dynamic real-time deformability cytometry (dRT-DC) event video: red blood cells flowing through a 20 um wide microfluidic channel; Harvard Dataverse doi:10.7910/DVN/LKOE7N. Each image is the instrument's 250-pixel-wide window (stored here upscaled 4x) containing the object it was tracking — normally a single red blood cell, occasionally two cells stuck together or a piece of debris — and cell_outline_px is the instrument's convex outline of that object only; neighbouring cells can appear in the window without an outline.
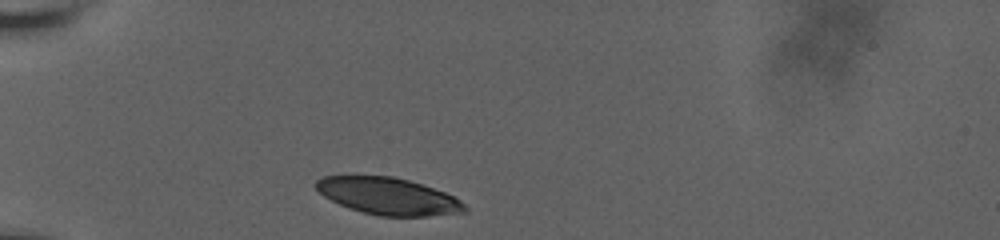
{"species": "human", "species_latin": "Homo sapiens", "temperature_condition": "room temperature", "stored_images_in_passage": 7, "camera_frame_rate_fps": 3000, "um_per_image_px": 0.085, "donor": {"sex": "male"}, "frame": {"image": 1, "passage_image": 1, "time_ms": 0.0, "image_size_px": [1000, 240], "cell_outline_px": [[468, 208], [464, 212], [428, 216], [376, 216], [340, 204], [324, 196], [312, 184], [316, 180], [324, 176], [392, 176], [408, 180], [444, 192], [460, 200]], "centroid_in_image_um": [32.98, 16.67], "position_along_channel_um": 52.0, "area_um2": 31.67}}
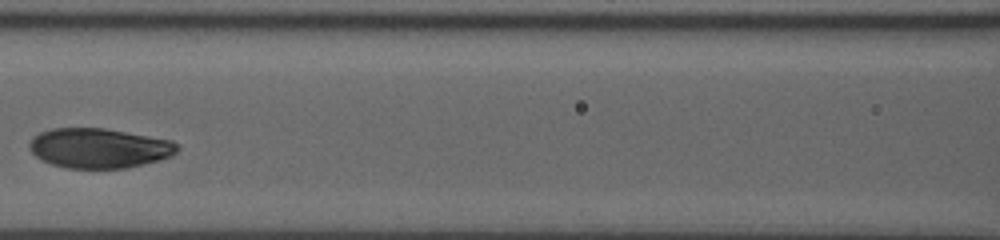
{"frame": {"image": 2, "passage_image": 5, "time_ms": 3.667, "image_size_px": [1000, 240], "cell_outline_px": [[180, 148], [172, 156], [160, 160], [128, 168], [68, 168], [52, 164], [36, 156], [28, 148], [28, 144], [32, 136], [40, 132], [52, 128], [104, 128], [172, 140]], "centroid_in_image_um": [8.42, 12.59], "position_along_channel_um": 158.2, "area_um2": 34.39}}
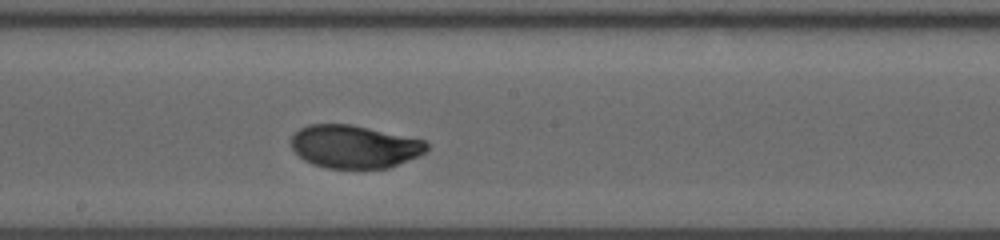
{"frame": {"image": 3, "passage_image": 7, "time_ms": 5.333, "image_size_px": [1000, 240], "cell_outline_px": [[428, 152], [420, 156], [388, 168], [324, 168], [312, 164], [304, 160], [292, 148], [292, 136], [300, 128], [308, 124], [352, 124], [424, 140], [428, 144]], "centroid_in_image_um": [30.14, 12.46], "position_along_channel_um": 218.1, "area_um2": 34.04}}